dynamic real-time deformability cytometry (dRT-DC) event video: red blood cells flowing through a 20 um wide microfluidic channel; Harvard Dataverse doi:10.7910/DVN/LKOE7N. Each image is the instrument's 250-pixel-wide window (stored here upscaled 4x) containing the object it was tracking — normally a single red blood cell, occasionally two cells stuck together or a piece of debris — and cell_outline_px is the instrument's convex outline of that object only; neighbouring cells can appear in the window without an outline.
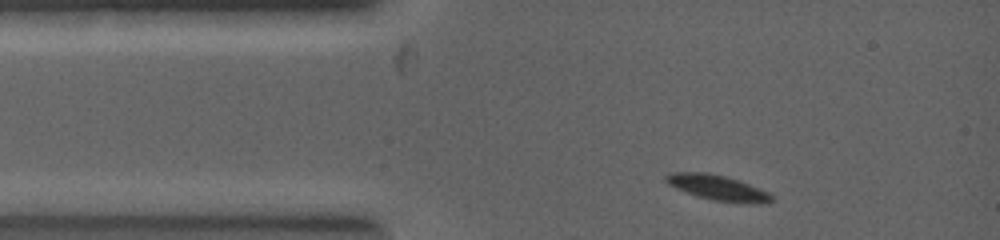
{"species": "common noctule bat (a hibernating species)", "species_latin": "Nyctalus noctula", "temperature_condition": "warm", "stored_images_in_passage": 5, "camera_frame_rate_fps": 5000, "um_per_image_px": 0.085, "animal": {"sex": "female", "body_mass_g": 19.0, "forearm_length_mm": 53.3}, "frame": {"image": 1, "passage_image": 1, "time_ms": 0.0, "image_size_px": [1000, 240], "cell_outline_px": [[776, 200], [760, 204], [756, 204], [712, 200], [696, 196], [676, 188], [668, 184], [664, 180], [664, 176], [668, 172], [708, 172], [724, 176], [748, 184], [768, 192]], "centroid_in_image_um": [60.97, 15.95], "position_along_channel_um": 24.0, "area_um2": 15.55}}
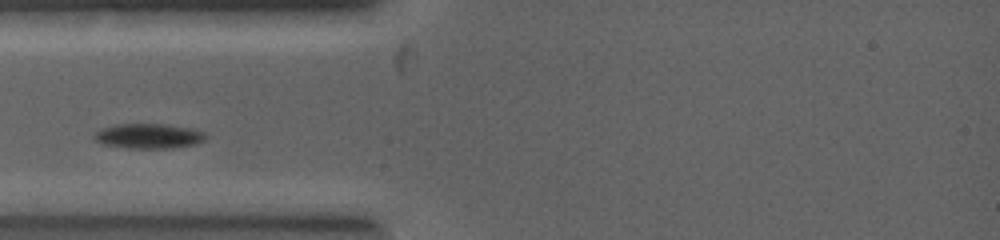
{"frame": {"image": 2, "passage_image": 4, "time_ms": 1.2, "image_size_px": [1000, 240], "cell_outline_px": [[204, 140], [196, 144], [168, 148], [128, 148], [104, 144], [96, 140], [92, 136], [100, 128], [116, 124], [164, 124], [196, 128], [204, 132]], "centroid_in_image_um": [12.63, 11.55], "position_along_channel_um": 72.4, "area_um2": 16.18}}